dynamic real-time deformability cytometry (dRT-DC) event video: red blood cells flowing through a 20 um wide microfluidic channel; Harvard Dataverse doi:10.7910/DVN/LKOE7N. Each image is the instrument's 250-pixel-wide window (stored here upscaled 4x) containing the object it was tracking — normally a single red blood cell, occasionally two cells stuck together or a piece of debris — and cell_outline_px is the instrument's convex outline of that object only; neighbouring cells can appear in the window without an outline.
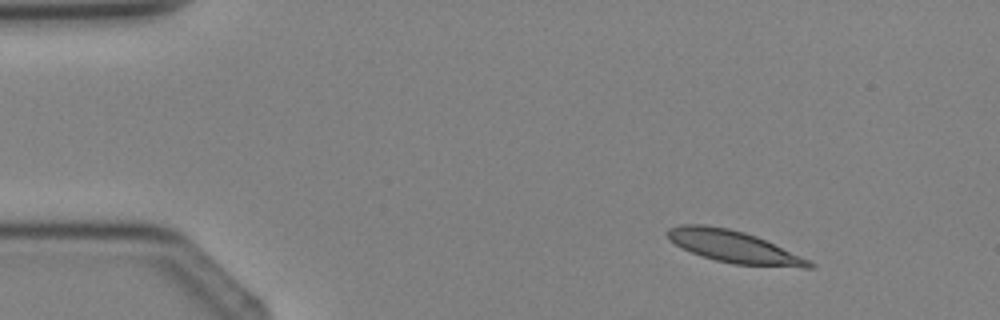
{"species": "Egyptian fruit bat (a non-hibernating species)", "species_latin": "Rousettus aegyptiacus", "temperature_condition": "cold", "stored_images_in_passage": 3, "camera_frame_rate_fps": 3000, "um_per_image_px": 0.085, "animal": {"sex": "female"}, "frame": {"image": 1, "passage_image": 1, "time_ms": 0.0, "image_size_px": [1000, 320], "cell_outline_px": [[816, 268], [804, 268], [732, 264], [716, 260], [692, 252], [676, 244], [668, 236], [668, 228], [680, 224], [704, 224], [728, 228], [744, 232], [756, 236], [808, 260], [816, 264]], "centroid_in_image_um": [62.39, 20.97], "position_along_channel_um": 22.6, "area_um2": 26.01}}